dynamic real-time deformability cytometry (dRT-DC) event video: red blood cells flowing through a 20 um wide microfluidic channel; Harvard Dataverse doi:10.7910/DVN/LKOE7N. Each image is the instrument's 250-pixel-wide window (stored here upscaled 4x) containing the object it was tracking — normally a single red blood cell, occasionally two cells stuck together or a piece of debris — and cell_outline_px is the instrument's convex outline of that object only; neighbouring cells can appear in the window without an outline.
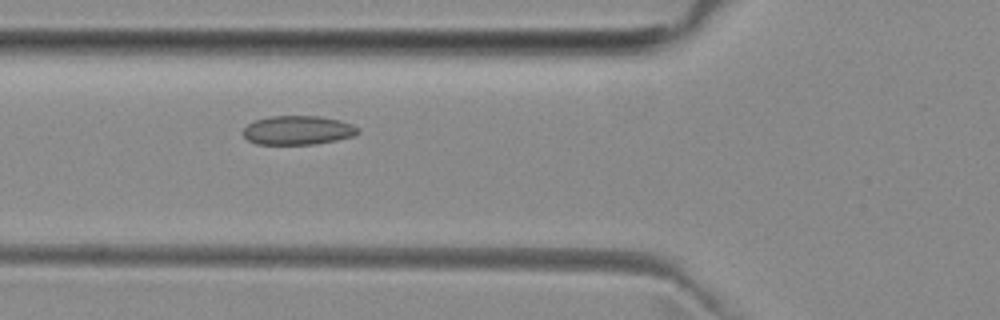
{"species": "common noctule bat (a hibernating species)", "species_latin": "Nyctalus noctula", "temperature_condition": "room temperature", "stored_images_in_passage": 5, "camera_frame_rate_fps": 3000, "um_per_image_px": 0.085, "animal": {"sex": "female", "body_mass_g": 29.2, "forearm_length_mm": 56.3}, "frame": {"image": 1, "passage_image": 3, "time_ms": 2.333, "image_size_px": [1000, 320], "cell_outline_px": [[360, 132], [356, 136], [336, 140], [312, 144], [256, 144], [248, 140], [244, 136], [244, 128], [248, 124], [256, 120], [268, 116], [320, 116], [340, 120], [352, 124], [360, 128]], "centroid_in_image_um": [25.36, 11.06], "position_along_channel_um": 100.4, "area_um2": 19.48}}
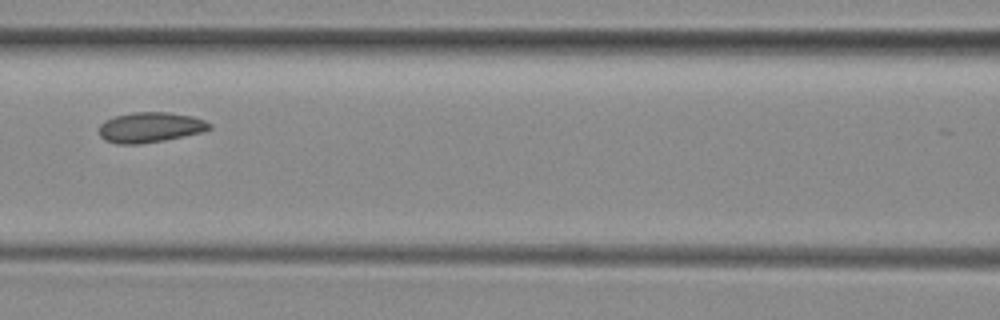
{"frame": {"image": 2, "passage_image": 4, "time_ms": 3.667, "image_size_px": [1000, 320], "cell_outline_px": [[212, 128], [204, 132], [164, 140], [140, 144], [116, 144], [104, 140], [100, 136], [100, 124], [104, 120], [116, 116], [132, 112], [168, 112], [192, 116], [204, 120], [212, 124]], "centroid_in_image_um": [12.78, 10.82], "position_along_channel_um": 153.8, "area_um2": 19.59}}
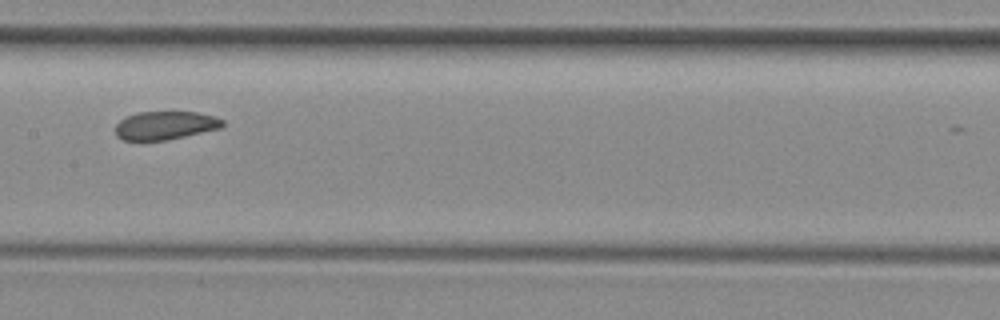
{"frame": {"image": 3, "passage_image": 5, "time_ms": 4.667, "image_size_px": [1000, 320], "cell_outline_px": [[224, 128], [164, 140], [124, 140], [116, 136], [116, 124], [120, 120], [136, 112], [196, 112], [216, 116], [224, 120]], "centroid_in_image_um": [14.09, 10.65], "position_along_channel_um": 193.3, "area_um2": 17.74}}